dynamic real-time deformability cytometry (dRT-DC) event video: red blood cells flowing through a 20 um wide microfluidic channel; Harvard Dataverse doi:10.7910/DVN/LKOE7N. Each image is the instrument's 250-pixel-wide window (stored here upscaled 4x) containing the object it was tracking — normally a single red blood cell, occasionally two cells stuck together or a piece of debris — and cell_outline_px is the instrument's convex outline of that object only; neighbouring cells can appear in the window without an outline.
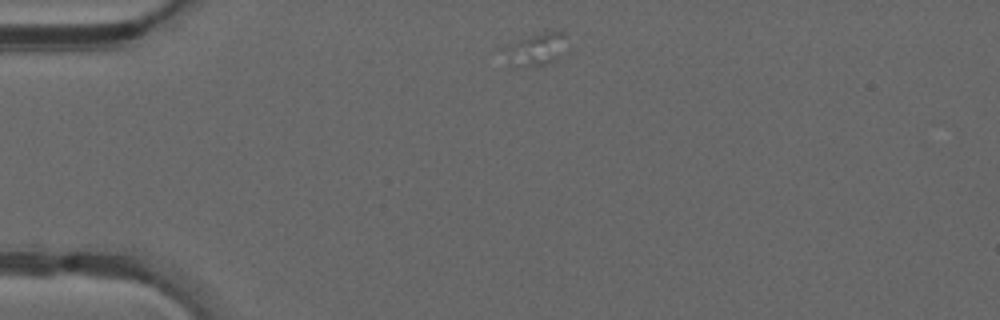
{"species": "common noctule bat (a hibernating species)", "species_latin": "Nyctalus noctula", "temperature_condition": "warm", "stored_images_in_passage": 8, "camera_frame_rate_fps": 3000, "um_per_image_px": 0.085, "animal": {"sex": "male", "forearm_length_mm": 52.5}, "frame": {"image": 1, "passage_image": 1, "time_ms": 0.0, "image_size_px": [1000, 320], "cell_outline_px": [[568, 36], [556, 56], [548, 64], [508, 64], [500, 48], [504, 44], [540, 32], [564, 32]], "centroid_in_image_um": [45.42, 4.12], "position_along_channel_um": 39.6, "area_um2": 11.44}}